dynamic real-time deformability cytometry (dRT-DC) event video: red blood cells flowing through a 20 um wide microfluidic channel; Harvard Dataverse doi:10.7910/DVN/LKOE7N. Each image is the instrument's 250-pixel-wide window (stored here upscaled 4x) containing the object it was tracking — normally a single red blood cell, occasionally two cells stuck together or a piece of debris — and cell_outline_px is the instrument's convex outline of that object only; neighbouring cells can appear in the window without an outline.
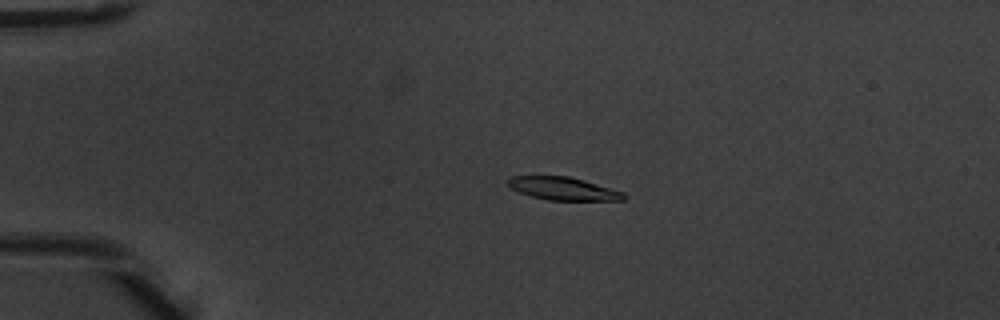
{"species": "common noctule bat (a hibernating species)", "species_latin": "Nyctalus noctula", "temperature_condition": "warm", "stored_images_in_passage": 4, "camera_frame_rate_fps": 3000, "um_per_image_px": 0.085, "animal": {"sex": "male", "body_mass_g": 20.1, "forearm_length_mm": 53.5}, "frame": {"image": 1, "passage_image": 3, "time_ms": 0.667, "image_size_px": [1000, 320], "cell_outline_px": [[624, 200], [548, 200], [532, 196], [520, 192], [512, 188], [504, 180], [508, 176], [568, 176], [584, 180], [612, 188], [624, 192]], "centroid_in_image_um": [47.84, 16.02], "position_along_channel_um": 37.2, "area_um2": 15.43}}